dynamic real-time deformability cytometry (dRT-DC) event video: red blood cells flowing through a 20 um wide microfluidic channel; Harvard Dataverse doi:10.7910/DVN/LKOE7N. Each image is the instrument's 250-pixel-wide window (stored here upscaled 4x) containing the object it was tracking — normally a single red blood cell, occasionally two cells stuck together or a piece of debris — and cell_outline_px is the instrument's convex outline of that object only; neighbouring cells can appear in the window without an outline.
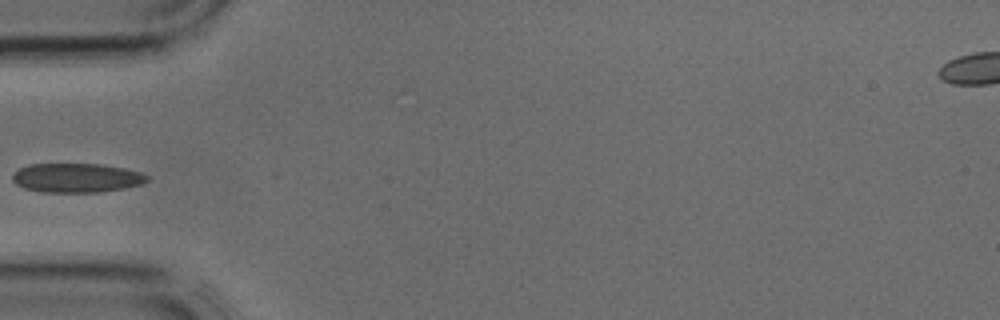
{"species": "common noctule bat (a hibernating species)", "species_latin": "Nyctalus noctula", "temperature_condition": "cold", "stored_images_in_passage": 4, "camera_frame_rate_fps": 3000, "um_per_image_px": 0.085, "animal": {"sex": "male", "body_mass_g": 17.9, "forearm_length_mm": 54.2}, "frame": {"image": 1, "passage_image": 4, "time_ms": 1.0, "image_size_px": [1000, 320], "cell_outline_px": [[148, 180], [140, 184], [124, 188], [100, 192], [40, 192], [24, 188], [16, 184], [12, 180], [12, 176], [20, 168], [28, 164], [100, 164], [124, 168], [140, 172], [148, 176]], "centroid_in_image_um": [6.49, 15.12], "position_along_channel_um": 78.5, "area_um2": 22.83}}